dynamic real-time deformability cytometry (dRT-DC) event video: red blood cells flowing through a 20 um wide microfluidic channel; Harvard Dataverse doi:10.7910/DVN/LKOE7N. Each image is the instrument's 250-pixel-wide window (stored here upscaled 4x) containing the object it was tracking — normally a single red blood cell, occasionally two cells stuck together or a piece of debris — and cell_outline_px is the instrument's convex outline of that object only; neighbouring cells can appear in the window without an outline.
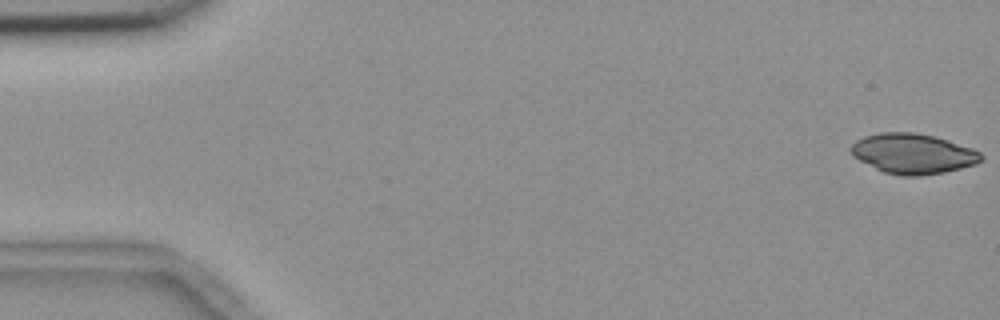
{"species": "common noctule bat (a hibernating species)", "species_latin": "Nyctalus noctula", "temperature_condition": "room temperature", "stored_images_in_passage": 55, "camera_frame_rate_fps": 3000, "um_per_image_px": 0.085, "animal": {"sex": "female", "body_mass_g": 18.4}, "frame": {"image": 1, "passage_image": 1, "time_ms": 0.0, "image_size_px": [1000, 320], "cell_outline_px": [[984, 156], [976, 164], [944, 172], [916, 176], [904, 176], [884, 172], [852, 156], [848, 148], [856, 140], [864, 136], [880, 132], [912, 132], [932, 136], [948, 140], [972, 148], [980, 152]], "centroid_in_image_um": [77.58, 13.05], "position_along_channel_um": 7.4, "area_um2": 30.29}}